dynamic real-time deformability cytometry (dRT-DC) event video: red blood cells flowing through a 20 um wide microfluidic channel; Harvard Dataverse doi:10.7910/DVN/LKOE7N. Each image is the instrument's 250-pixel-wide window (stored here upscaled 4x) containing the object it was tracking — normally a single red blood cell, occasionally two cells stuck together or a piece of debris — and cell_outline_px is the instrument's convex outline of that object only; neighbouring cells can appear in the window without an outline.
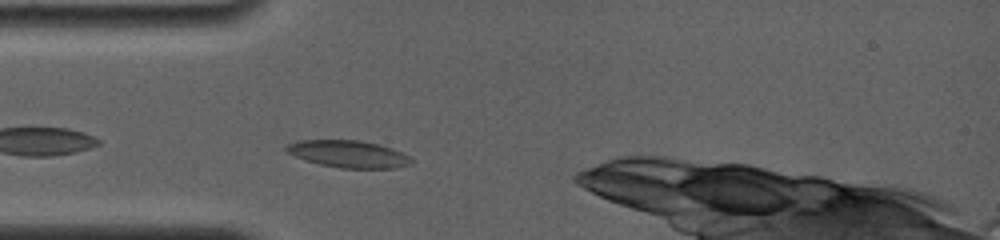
{"species": "common noctule bat (a hibernating species)", "species_latin": "Nyctalus noctula", "temperature_condition": "room temperature", "stored_images_in_passage": 7, "camera_frame_rate_fps": 4000, "um_per_image_px": 0.085, "animal": {"sex": "female", "body_mass_g": 19.0, "forearm_length_mm": 56.7}, "frame": {"image": 1, "passage_image": 4, "time_ms": 1.0, "image_size_px": [1000, 240], "cell_outline_px": [[412, 164], [396, 168], [340, 168], [320, 164], [304, 160], [288, 152], [284, 148], [288, 144], [300, 140], [360, 140], [380, 144], [392, 148], [408, 156], [412, 160]], "centroid_in_image_um": [29.63, 13.09], "position_along_channel_um": 55.4, "area_um2": 19.71}}
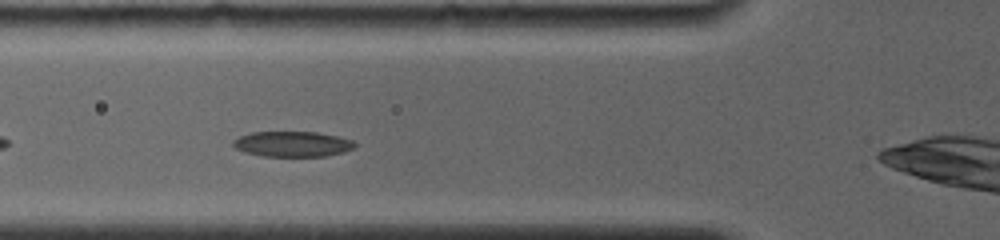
{"frame": {"image": 2, "passage_image": 6, "time_ms": 2.25, "image_size_px": [1000, 240], "cell_outline_px": [[356, 148], [344, 152], [324, 156], [264, 156], [244, 152], [236, 148], [232, 144], [232, 140], [240, 136], [252, 132], [316, 132], [336, 136], [352, 140], [356, 144]], "centroid_in_image_um": [24.86, 12.24], "position_along_channel_um": 100.9, "area_um2": 17.98}}
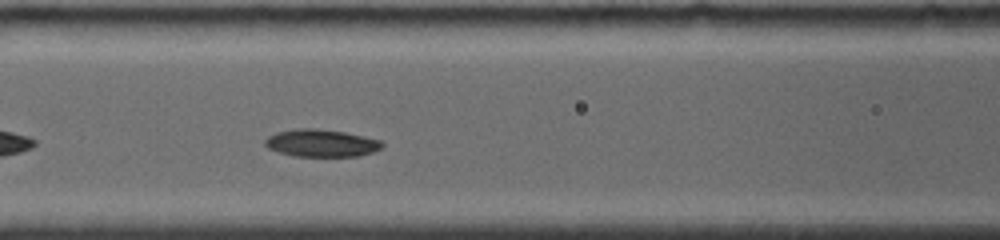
{"frame": {"image": 3, "passage_image": 7, "time_ms": 3.25, "image_size_px": [1000, 240], "cell_outline_px": [[384, 148], [360, 156], [296, 156], [280, 152], [268, 148], [264, 144], [264, 140], [268, 136], [276, 132], [296, 128], [316, 128], [344, 132], [364, 136], [380, 140], [384, 144]], "centroid_in_image_um": [27.32, 12.15], "position_along_channel_um": 139.3, "area_um2": 18.79}}